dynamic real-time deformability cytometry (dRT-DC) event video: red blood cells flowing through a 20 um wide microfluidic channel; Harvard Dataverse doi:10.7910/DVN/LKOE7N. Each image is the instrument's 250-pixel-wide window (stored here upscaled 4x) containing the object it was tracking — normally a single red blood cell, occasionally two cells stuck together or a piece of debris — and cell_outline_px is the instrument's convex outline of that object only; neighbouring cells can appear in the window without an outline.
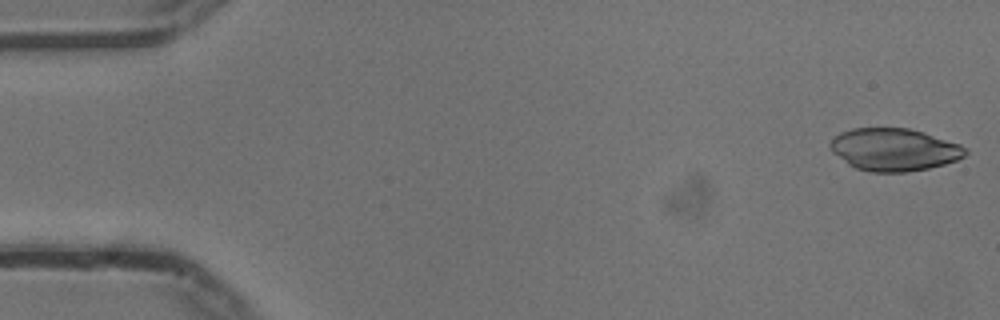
{"species": "common noctule bat (a hibernating species)", "species_latin": "Nyctalus noctula", "temperature_condition": "cold", "stored_images_in_passage": 53, "camera_frame_rate_fps": 3000, "um_per_image_px": 0.085, "animal": {"sex": "male", "body_mass_g": 13.3}, "frame": {"image": 1, "passage_image": 1, "time_ms": 0.0, "image_size_px": [1000, 320], "cell_outline_px": [[968, 152], [964, 156], [956, 160], [944, 164], [928, 168], [908, 172], [868, 172], [856, 168], [848, 164], [832, 152], [828, 144], [840, 132], [852, 128], [908, 128], [924, 132], [960, 144], [968, 148]], "centroid_in_image_um": [76.0, 12.71], "position_along_channel_um": 9.0, "area_um2": 33.58}}